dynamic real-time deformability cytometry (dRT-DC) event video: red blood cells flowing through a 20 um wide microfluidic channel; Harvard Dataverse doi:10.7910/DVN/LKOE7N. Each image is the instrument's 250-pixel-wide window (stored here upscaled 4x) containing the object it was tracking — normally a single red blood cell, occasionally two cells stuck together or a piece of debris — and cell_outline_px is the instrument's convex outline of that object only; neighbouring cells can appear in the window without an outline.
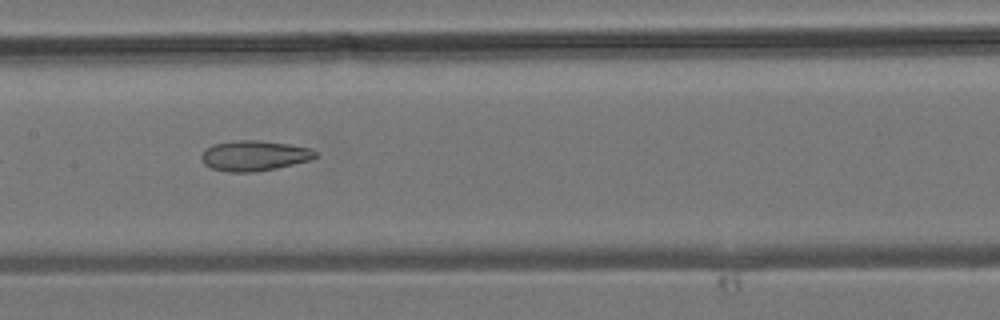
{"species": "common noctule bat (a hibernating species)", "species_latin": "Nyctalus noctula", "temperature_condition": "room temperature", "stored_images_in_passage": 5, "camera_frame_rate_fps": 3000, "um_per_image_px": 0.085, "animal": {"sex": "male", "body_mass_g": 19.2, "forearm_length_mm": 51.8}, "frame": {"image": 1, "passage_image": 5, "time_ms": 1.333, "image_size_px": [1000, 320], "cell_outline_px": [[320, 156], [308, 160], [276, 168], [256, 172], [228, 172], [212, 168], [204, 164], [200, 156], [204, 148], [212, 144], [236, 140], [260, 140], [288, 144], [312, 148]], "centroid_in_image_um": [21.59, 13.22], "position_along_channel_um": 185.8, "area_um2": 20.29}}